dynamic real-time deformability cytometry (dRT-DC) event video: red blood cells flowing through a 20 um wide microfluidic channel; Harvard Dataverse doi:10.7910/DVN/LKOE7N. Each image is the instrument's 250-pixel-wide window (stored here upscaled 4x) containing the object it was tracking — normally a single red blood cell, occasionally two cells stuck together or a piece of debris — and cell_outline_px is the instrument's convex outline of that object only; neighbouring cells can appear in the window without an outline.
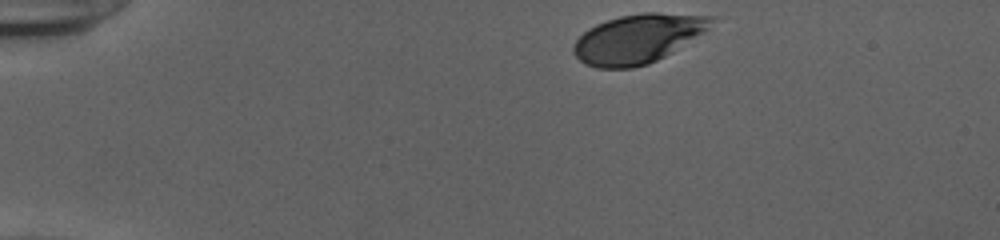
{"species": "human", "species_latin": "Homo sapiens", "temperature_condition": "cold", "stored_images_in_passage": 40, "camera_frame_rate_fps": 3000, "um_per_image_px": 0.085, "donor": {"sex": "female"}, "frame": {"image": 1, "passage_image": 1, "time_ms": 0.0, "image_size_px": [1000, 240], "cell_outline_px": [[720, 16], [704, 32], [672, 52], [648, 64], [632, 68], [596, 68], [584, 64], [572, 52], [572, 44], [588, 28], [596, 24], [620, 16], [644, 12], [656, 12]], "centroid_in_image_um": [54.23, 3.28], "position_along_channel_um": 30.8, "area_um2": 39.54}}
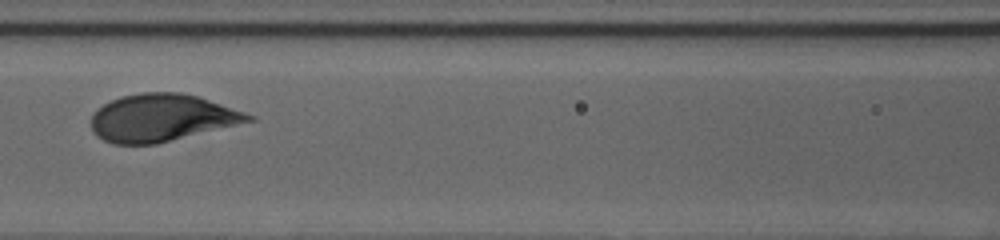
{"frame": {"image": 2, "passage_image": 17, "time_ms": 5.333, "image_size_px": [1000, 240], "cell_outline_px": [[256, 120], [156, 144], [112, 144], [96, 136], [92, 128], [92, 112], [104, 104], [120, 96], [144, 92], [180, 92], [200, 96], [256, 116]], "centroid_in_image_um": [13.76, 10.01], "position_along_channel_um": 152.8, "area_um2": 43.52}}
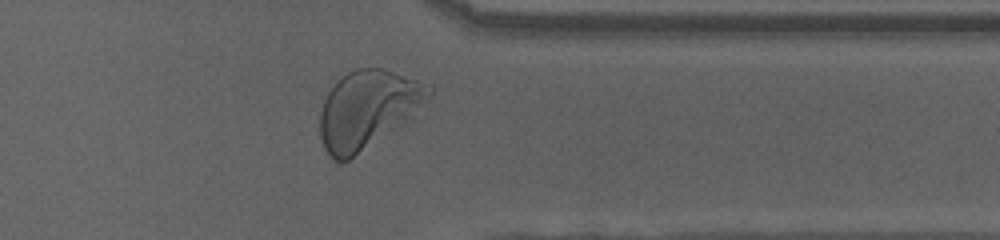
{"frame": {"image": 3, "passage_image": 35, "time_ms": 11.333, "image_size_px": [1000, 240], "cell_outline_px": [[432, 92], [428, 96], [392, 128], [348, 160], [332, 160], [328, 156], [324, 148], [320, 136], [320, 112], [324, 100], [328, 92], [348, 72], [356, 68], [384, 68], [416, 80], [432, 88]], "centroid_in_image_um": [31.12, 9.27], "position_along_channel_um": 380.3, "area_um2": 46.88}, "authors_computed_cell_mechanics": {"area_um2": 43.5523, "velocity_mm_per_s": 3.8307, "shape_relaxation_time_tau1_ms": 1.3734, "shape_relaxation_time_tau2_ms": null, "deformation_change_tau1": 0.1131, "deformation_change_tau2": null}}